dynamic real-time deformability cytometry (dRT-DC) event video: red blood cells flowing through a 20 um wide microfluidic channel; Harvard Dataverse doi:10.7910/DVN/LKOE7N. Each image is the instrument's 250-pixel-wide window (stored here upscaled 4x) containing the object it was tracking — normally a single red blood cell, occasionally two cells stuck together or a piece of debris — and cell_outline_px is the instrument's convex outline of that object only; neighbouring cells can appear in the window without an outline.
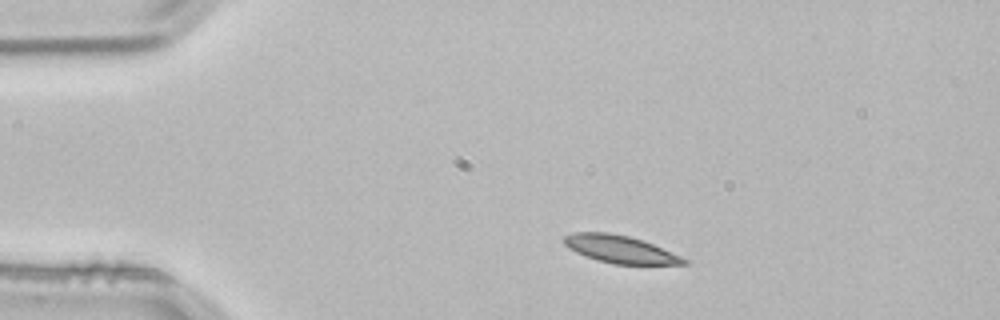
{"species": "common noctule bat (a hibernating species)", "species_latin": "Nyctalus noctula", "temperature_condition": "room temperature", "stored_images_in_passage": 2, "camera_frame_rate_fps": 3000, "um_per_image_px": 0.085, "animal": {"sex": "male", "body_mass_g": 21.5, "forearm_length_mm": 52.0}, "frame": {"image": 1, "passage_image": 1, "time_ms": 0.0, "image_size_px": [1000, 320], "cell_outline_px": [[688, 264], [612, 264], [596, 260], [584, 256], [568, 248], [564, 244], [564, 236], [572, 232], [608, 232], [628, 236], [644, 240], [680, 256], [688, 260]], "centroid_in_image_um": [52.67, 21.18], "position_along_channel_um": 32.3, "area_um2": 19.25}}